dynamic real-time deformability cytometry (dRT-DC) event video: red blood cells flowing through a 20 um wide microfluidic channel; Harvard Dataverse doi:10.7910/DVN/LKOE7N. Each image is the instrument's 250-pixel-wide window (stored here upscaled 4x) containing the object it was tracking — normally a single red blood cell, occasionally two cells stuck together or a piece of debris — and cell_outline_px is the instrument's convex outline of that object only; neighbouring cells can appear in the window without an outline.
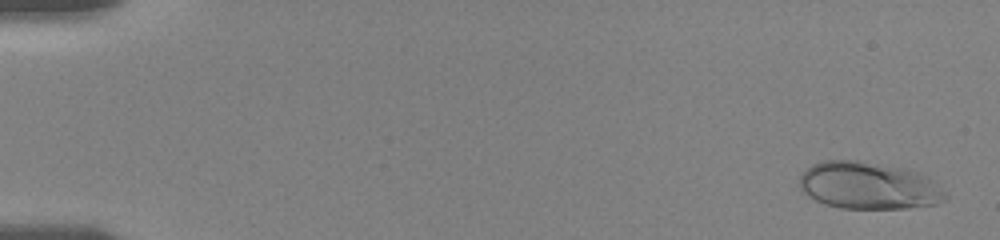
{"species": "human", "species_latin": "Homo sapiens", "temperature_condition": "room temperature", "stored_images_in_passage": 62, "camera_frame_rate_fps": 3000, "um_per_image_px": 0.085, "donor": {"sex": "female"}, "frame": {"image": 1, "passage_image": 1, "time_ms": 0.0, "image_size_px": [1000, 240], "cell_outline_px": [[948, 196], [944, 200], [936, 204], [908, 208], [840, 208], [824, 204], [808, 196], [800, 188], [800, 176], [812, 164], [824, 160], [860, 160], [904, 168], [920, 172], [944, 192]], "centroid_in_image_um": [73.8, 15.77], "position_along_channel_um": 11.2, "area_um2": 39.94}}
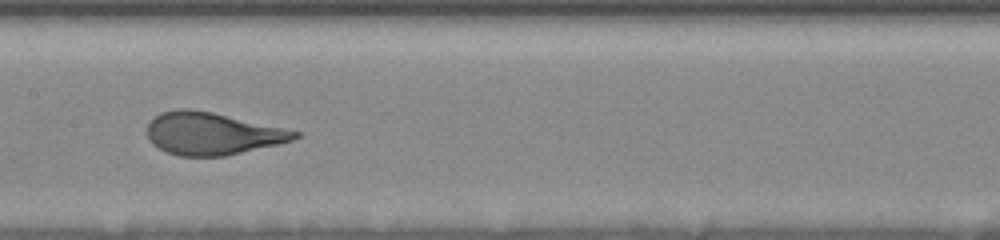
{"frame": {"image": 2, "passage_image": 25, "time_ms": 9.0, "image_size_px": [1000, 240], "cell_outline_px": [[300, 136], [292, 140], [276, 144], [224, 156], [180, 156], [168, 152], [152, 144], [148, 140], [148, 124], [160, 112], [180, 108], [188, 108], [212, 112], [284, 128], [300, 132]], "centroid_in_image_um": [18.0, 11.35], "position_along_channel_um": 189.4, "area_um2": 36.01}}
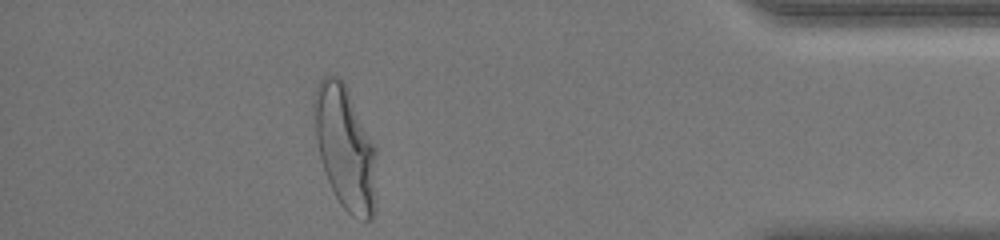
{"frame": {"image": 3, "passage_image": 51, "time_ms": 16.0, "image_size_px": [1000, 240], "cell_outline_px": [[376, 212], [372, 220], [364, 220], [352, 216], [340, 204], [328, 180], [320, 160], [316, 140], [312, 112], [312, 100], [316, 88], [320, 80], [324, 76], [340, 76], [344, 80], [348, 88], [376, 148]], "centroid_in_image_um": [29.34, 12.55], "position_along_channel_um": 405.9, "area_um2": 45.78}, "authors_computed_cell_mechanics": {"area_um2": 37.5411, "velocity_mm_per_s": 3.6243, "shape_relaxation_time_tau1_ms": 4.0775, "shape_relaxation_time_tau2_ms": null, "deformation_change_tau1": 0.1672, "deformation_change_tau2": null}}